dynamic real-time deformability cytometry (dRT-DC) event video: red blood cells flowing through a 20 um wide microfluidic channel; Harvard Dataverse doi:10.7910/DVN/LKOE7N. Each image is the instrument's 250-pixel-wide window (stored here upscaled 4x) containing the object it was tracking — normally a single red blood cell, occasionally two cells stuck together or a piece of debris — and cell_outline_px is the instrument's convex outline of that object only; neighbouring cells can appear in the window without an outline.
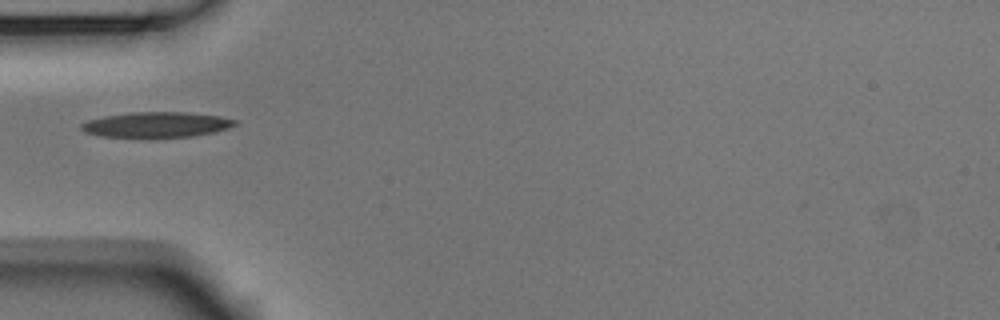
{"species": "Egyptian fruit bat (a non-hibernating species)", "species_latin": "Rousettus aegyptiacus", "temperature_condition": "room temperature", "stored_images_in_passage": 37, "camera_frame_rate_fps": 3000, "um_per_image_px": 0.085, "animal": {"sex": "male"}, "frame": {"image": 1, "passage_image": 1, "time_ms": 0.0, "image_size_px": [1000, 320], "cell_outline_px": [[236, 124], [228, 128], [212, 132], [192, 136], [100, 136], [84, 132], [80, 128], [80, 124], [88, 120], [104, 116], [132, 112], [188, 112], [220, 116], [236, 120]], "centroid_in_image_um": [13.28, 10.57], "position_along_channel_um": 71.7, "area_um2": 22.25}}
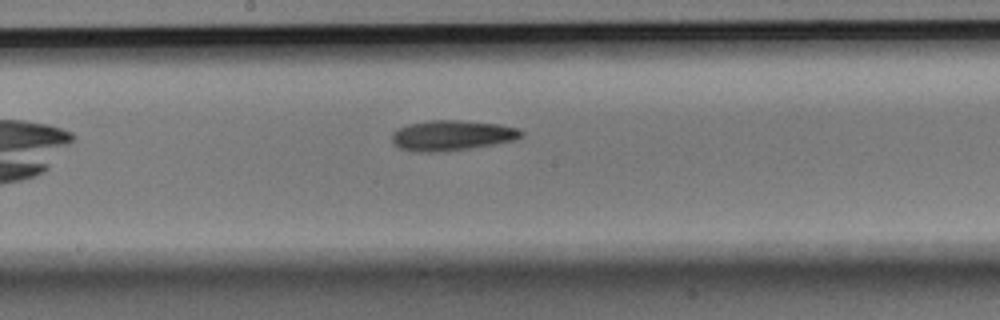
{"frame": {"image": 2, "passage_image": 12, "time_ms": 3.667, "image_size_px": [1000, 320], "cell_outline_px": [[524, 136], [512, 140], [492, 144], [468, 148], [436, 152], [416, 152], [400, 148], [392, 140], [392, 132], [408, 124], [432, 120], [460, 120], [500, 124], [516, 128], [524, 132]], "centroid_in_image_um": [38.41, 11.5], "position_along_channel_um": 209.8, "area_um2": 22.54}}
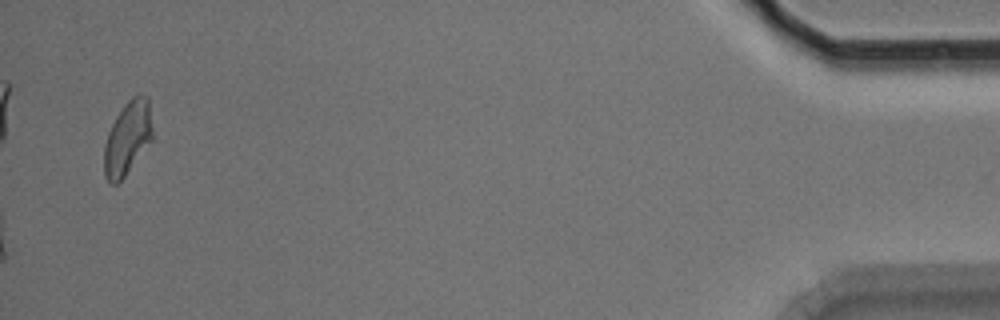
{"frame": {"image": 3, "passage_image": 36, "time_ms": 11.667, "image_size_px": [1000, 320], "cell_outline_px": [[152, 140], [124, 176], [116, 184], [112, 184], [104, 176], [104, 144], [108, 132], [116, 116], [124, 104], [132, 96], [140, 92], [148, 96], [152, 128]], "centroid_in_image_um": [10.84, 11.69], "position_along_channel_um": 424.4, "area_um2": 20.69}}